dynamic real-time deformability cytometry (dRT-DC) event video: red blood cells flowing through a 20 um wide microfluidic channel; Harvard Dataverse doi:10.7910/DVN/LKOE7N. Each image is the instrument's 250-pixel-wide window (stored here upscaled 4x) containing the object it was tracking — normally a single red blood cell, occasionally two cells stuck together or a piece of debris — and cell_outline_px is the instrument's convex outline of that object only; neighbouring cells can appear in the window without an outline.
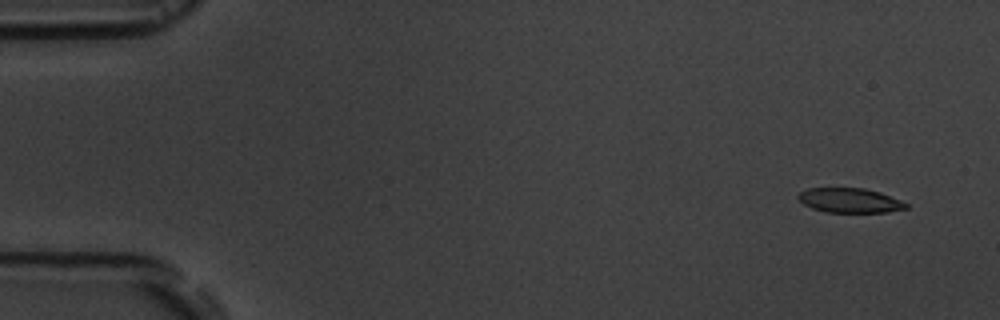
{"species": "common noctule bat (a hibernating species)", "species_latin": "Nyctalus noctula", "temperature_condition": "room temperature", "stored_images_in_passage": 5, "segment_of_instrument_passage": [1, 2], "camera_frame_rate_fps": 3000, "um_per_image_px": 0.085, "animal": {"sex": "male", "body_mass_g": 19.5, "forearm_length_mm": 54.6}, "frame": {"image": 1, "passage_image": 1, "time_ms": 0.0, "image_size_px": [1000, 320], "cell_outline_px": [[908, 208], [888, 212], [824, 212], [812, 208], [804, 204], [796, 196], [800, 192], [808, 188], [864, 188], [880, 192], [900, 200], [908, 204]], "centroid_in_image_um": [72.23, 17.03], "position_along_channel_um": 12.8, "area_um2": 15.43}}
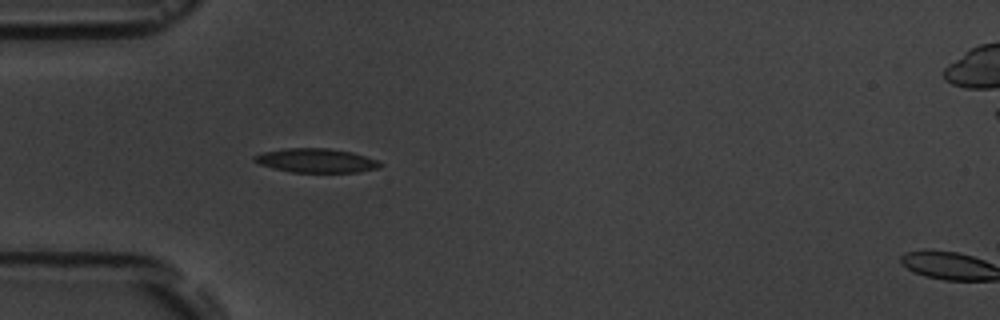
{"frame": {"image": 2, "passage_image": 4, "time_ms": 4.333, "image_size_px": [1000, 320], "cell_outline_px": [[384, 164], [380, 168], [356, 172], [292, 172], [260, 164], [252, 160], [252, 156], [264, 152], [284, 148], [328, 148], [352, 152], [376, 160]], "centroid_in_image_um": [26.88, 13.64], "position_along_channel_um": 58.1, "area_um2": 17.51}}